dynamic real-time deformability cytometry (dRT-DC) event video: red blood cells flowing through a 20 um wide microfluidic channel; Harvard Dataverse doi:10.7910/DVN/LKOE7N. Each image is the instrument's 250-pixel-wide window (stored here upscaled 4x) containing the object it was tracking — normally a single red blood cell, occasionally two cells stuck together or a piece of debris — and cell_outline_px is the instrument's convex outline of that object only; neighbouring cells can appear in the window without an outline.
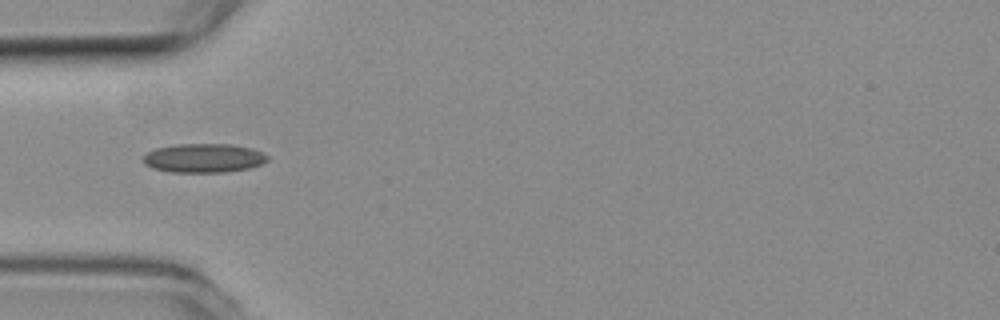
{"species": "common noctule bat (a hibernating species)", "species_latin": "Nyctalus noctula", "temperature_condition": "room temperature", "stored_images_in_passage": 7, "camera_frame_rate_fps": 3000, "um_per_image_px": 0.085, "animal": {"sex": "female", "body_mass_g": 19.3, "forearm_length_mm": 54.1}, "frame": {"image": 1, "passage_image": 1, "time_ms": 0.0, "image_size_px": [1000, 320], "cell_outline_px": [[268, 160], [260, 164], [248, 168], [224, 172], [168, 172], [152, 168], [144, 164], [144, 156], [148, 152], [156, 148], [180, 144], [232, 144], [252, 148], [268, 156]], "centroid_in_image_um": [17.3, 13.44], "position_along_channel_um": 67.7, "area_um2": 20.87}}
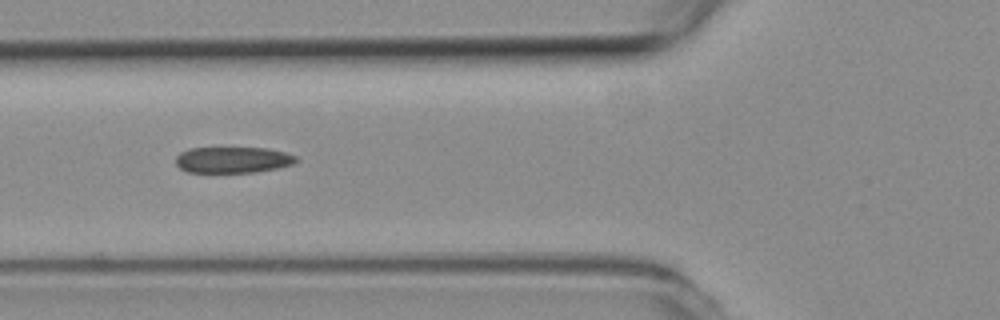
{"frame": {"image": 2, "passage_image": 4, "time_ms": 1.0, "image_size_px": [1000, 320], "cell_outline_px": [[300, 160], [292, 164], [276, 168], [256, 172], [188, 172], [180, 168], [176, 164], [176, 156], [180, 152], [188, 148], [268, 148], [284, 152], [296, 156]], "centroid_in_image_um": [19.79, 13.58], "position_along_channel_um": 106.0, "area_um2": 18.32}}